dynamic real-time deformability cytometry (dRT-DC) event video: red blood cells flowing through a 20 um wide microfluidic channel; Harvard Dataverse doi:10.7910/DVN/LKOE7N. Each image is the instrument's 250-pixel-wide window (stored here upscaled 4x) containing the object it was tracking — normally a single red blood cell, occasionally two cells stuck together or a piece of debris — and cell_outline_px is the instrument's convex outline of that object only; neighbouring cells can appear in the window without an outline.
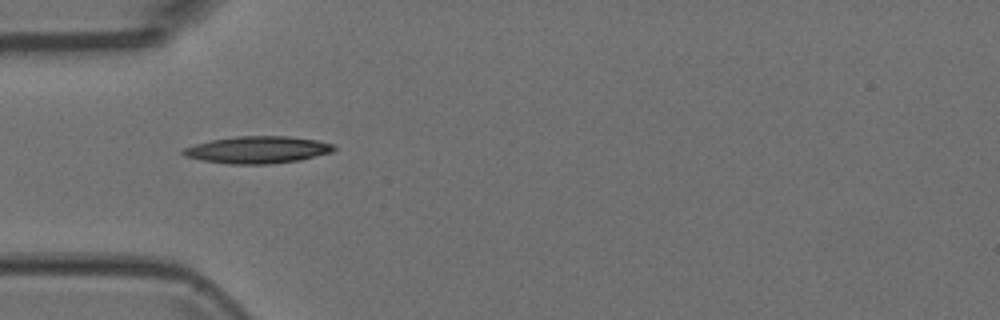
{"species": "Egyptian fruit bat (a non-hibernating species)", "species_latin": "Rousettus aegyptiacus", "temperature_condition": "room temperature", "stored_images_in_passage": 5, "camera_frame_rate_fps": 3000, "um_per_image_px": 0.085, "animal": {"sex": "female"}, "frame": {"image": 1, "passage_image": 3, "time_ms": 0.667, "image_size_px": [1000, 320], "cell_outline_px": [[336, 148], [332, 152], [300, 160], [268, 164], [232, 164], [200, 160], [184, 156], [180, 152], [184, 148], [196, 144], [212, 140], [236, 136], [288, 136], [316, 140], [332, 144]], "centroid_in_image_um": [21.88, 12.73], "position_along_channel_um": 63.1, "area_um2": 23.7}}
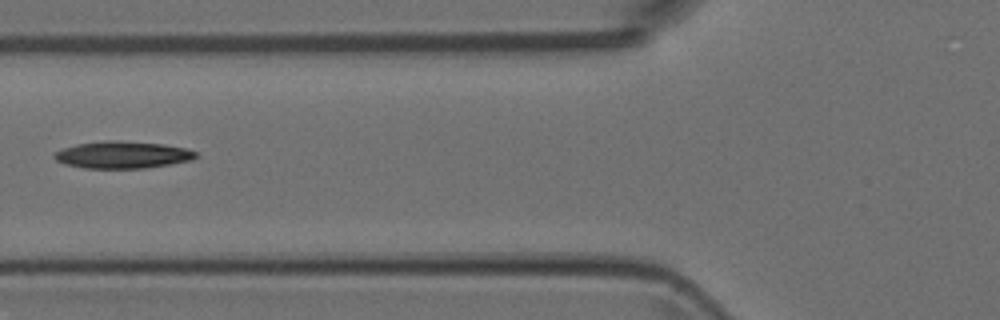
{"frame": {"image": 2, "passage_image": 4, "time_ms": 1.0, "image_size_px": [1000, 320], "cell_outline_px": [[200, 156], [192, 160], [148, 168], [84, 168], [64, 164], [56, 160], [52, 156], [56, 152], [64, 148], [76, 144], [108, 140], [116, 140], [164, 144], [184, 148], [196, 152]], "centroid_in_image_um": [10.43, 13.16], "position_along_channel_um": 115.4, "area_um2": 22.37}}
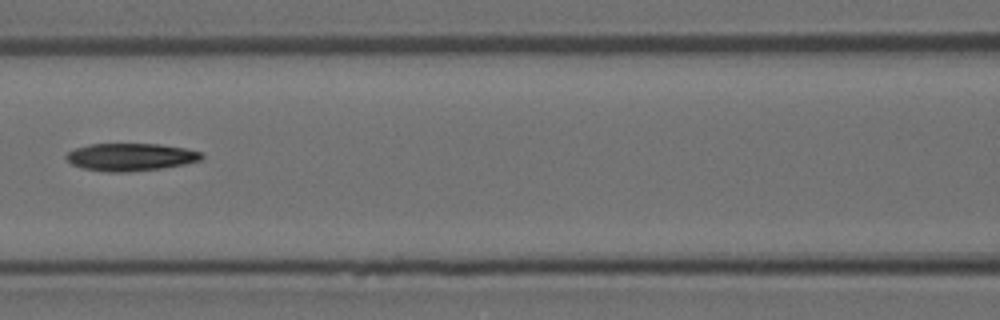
{"frame": {"image": 3, "passage_image": 5, "time_ms": 1.333, "image_size_px": [1000, 320], "cell_outline_px": [[204, 156], [200, 160], [184, 164], [160, 168], [124, 172], [108, 172], [80, 168], [72, 164], [64, 156], [68, 152], [76, 148], [92, 144], [160, 144], [184, 148], [200, 152]], "centroid_in_image_um": [11.07, 13.35], "position_along_channel_um": 155.5, "area_um2": 21.56}}